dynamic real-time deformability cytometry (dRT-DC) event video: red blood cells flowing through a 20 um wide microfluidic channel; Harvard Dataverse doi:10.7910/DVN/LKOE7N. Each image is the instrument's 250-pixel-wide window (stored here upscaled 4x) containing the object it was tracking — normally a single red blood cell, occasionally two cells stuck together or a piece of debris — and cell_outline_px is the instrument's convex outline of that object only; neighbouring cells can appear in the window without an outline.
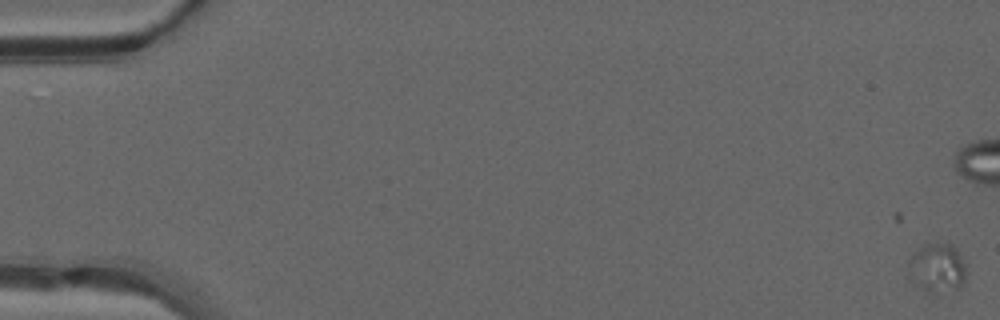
{"species": "common noctule bat (a hibernating species)", "species_latin": "Nyctalus noctula", "temperature_condition": "warm", "stored_images_in_passage": 2, "camera_frame_rate_fps": 3000, "um_per_image_px": 0.085, "animal": {"sex": "male", "forearm_length_mm": 52.5}, "frame": {"image": 1, "passage_image": 2, "time_ms": 0.333, "image_size_px": [1000, 320], "cell_outline_px": [[968, 272], [964, 284], [960, 288], [932, 296], [920, 288], [916, 280], [912, 260], [912, 256], [920, 244], [952, 244], [960, 252]], "centroid_in_image_um": [79.81, 22.8], "position_along_channel_um": 5.2, "area_um2": 16.36}}